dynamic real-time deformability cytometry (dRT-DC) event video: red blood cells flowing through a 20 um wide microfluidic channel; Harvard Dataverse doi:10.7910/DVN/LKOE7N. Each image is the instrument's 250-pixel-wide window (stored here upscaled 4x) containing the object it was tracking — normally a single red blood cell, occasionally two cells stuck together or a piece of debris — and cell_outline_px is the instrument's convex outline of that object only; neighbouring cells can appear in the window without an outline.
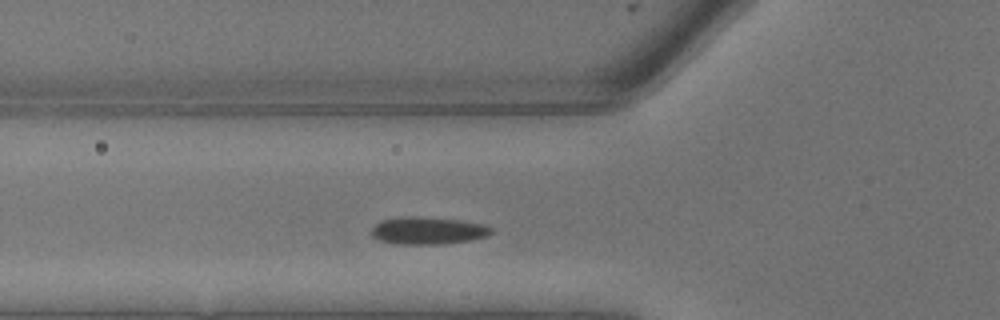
{"species": "common noctule bat (a hibernating species)", "species_latin": "Nyctalus noctula", "temperature_condition": "warm", "stored_images_in_passage": 5, "camera_frame_rate_fps": 3000, "um_per_image_px": 0.085, "animal": {"sex": "male", "body_mass_g": 13.3}, "frame": {"image": 1, "passage_image": 2, "time_ms": 0.333, "image_size_px": [1000, 320], "cell_outline_px": [[492, 232], [488, 236], [472, 240], [436, 244], [400, 244], [380, 240], [372, 236], [372, 228], [380, 220], [400, 216], [416, 216], [460, 220], [484, 224], [492, 228]], "centroid_in_image_um": [36.38, 19.59], "position_along_channel_um": 89.4, "area_um2": 19.13}}